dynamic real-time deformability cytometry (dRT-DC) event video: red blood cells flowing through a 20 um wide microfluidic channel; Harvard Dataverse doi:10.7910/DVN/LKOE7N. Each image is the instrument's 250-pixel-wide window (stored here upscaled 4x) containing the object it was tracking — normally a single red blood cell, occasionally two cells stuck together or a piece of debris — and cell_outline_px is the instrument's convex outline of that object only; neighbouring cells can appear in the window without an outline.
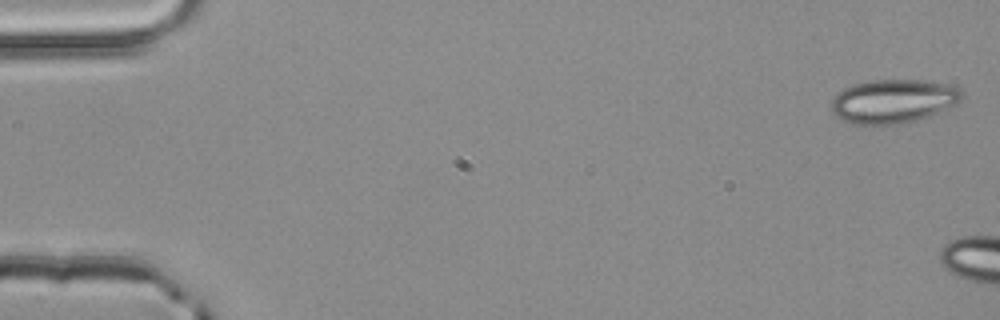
{"species": "common noctule bat (a hibernating species)", "species_latin": "Nyctalus noctula", "temperature_condition": "room temperature", "stored_images_in_passage": 8, "camera_frame_rate_fps": 3000, "um_per_image_px": 0.085, "animal": {"sex": "male", "body_mass_g": 20.4}, "frame": {"image": 1, "passage_image": 1, "time_ms": 0.0, "image_size_px": [1000, 320], "cell_outline_px": [[964, 92], [960, 100], [956, 104], [928, 116], [916, 120], [896, 124], [848, 124], [836, 116], [832, 112], [832, 96], [844, 88], [852, 84], [872, 80], [924, 80], [948, 84], [960, 88]], "centroid_in_image_um": [75.9, 8.59], "position_along_channel_um": 9.1, "area_um2": 33.41}}